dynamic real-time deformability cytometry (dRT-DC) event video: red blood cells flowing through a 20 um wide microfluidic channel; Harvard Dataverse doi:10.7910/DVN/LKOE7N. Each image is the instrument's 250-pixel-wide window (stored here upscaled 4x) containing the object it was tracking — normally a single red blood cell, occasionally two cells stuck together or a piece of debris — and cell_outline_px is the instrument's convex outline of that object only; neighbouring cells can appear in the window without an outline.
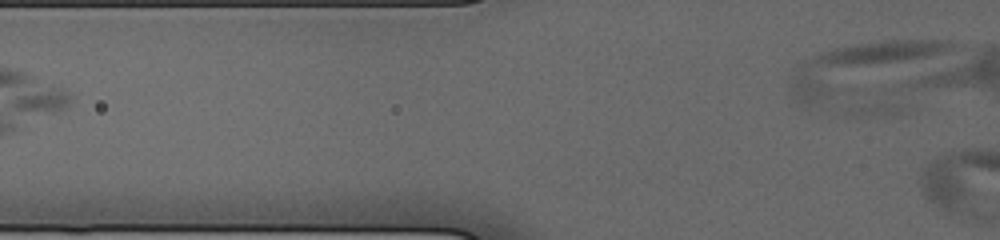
{"species": "human", "species_latin": "Homo sapiens", "temperature_condition": "cold", "stored_images_in_passage": 6, "camera_frame_rate_fps": 3000, "um_per_image_px": 0.085, "donor": {"sex": "male"}, "frame": {"image": 1, "passage_image": 6, "time_ms": 5.333, "image_size_px": [1000, 240], "cell_outline_px": [[956, 44], [940, 52], [856, 88], [812, 104], [808, 104], [796, 100], [788, 92], [788, 84], [792, 68], [804, 60], [824, 52], [836, 48], [852, 44], [892, 40], [932, 40]], "centroid_in_image_um": [72.73, 5.68], "position_along_channel_um": 53.1, "area_um2": 39.48}}